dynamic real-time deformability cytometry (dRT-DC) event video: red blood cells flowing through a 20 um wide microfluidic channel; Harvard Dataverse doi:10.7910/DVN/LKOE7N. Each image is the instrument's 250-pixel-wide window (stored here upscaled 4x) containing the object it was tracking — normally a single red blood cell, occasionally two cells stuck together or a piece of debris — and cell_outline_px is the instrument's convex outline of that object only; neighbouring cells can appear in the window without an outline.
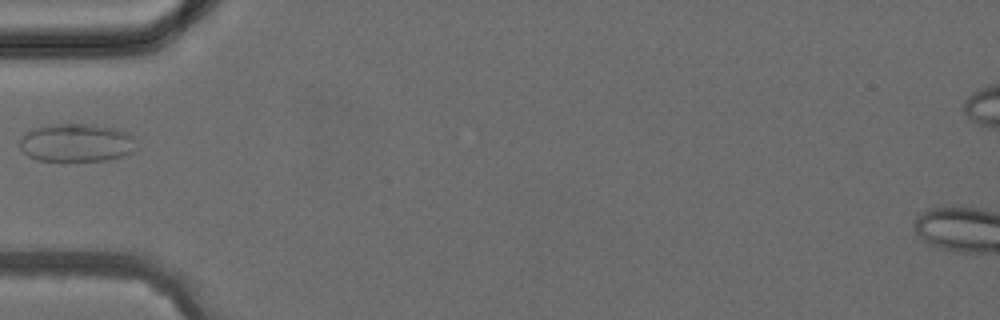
{"species": "common noctule bat (a hibernating species)", "species_latin": "Nyctalus noctula", "temperature_condition": "cold", "stored_images_in_passage": 3, "camera_frame_rate_fps": 3000, "um_per_image_px": 0.085, "animal": {"sex": "female", "body_mass_g": 24.6, "forearm_length_mm": 56.2}, "frame": {"image": 1, "passage_image": 3, "time_ms": 4.0, "image_size_px": [1000, 320], "cell_outline_px": [[136, 148], [132, 152], [124, 156], [104, 160], [40, 160], [28, 156], [16, 144], [20, 136], [24, 132], [32, 128], [48, 124], [84, 124], [116, 128], [128, 132], [132, 136]], "centroid_in_image_um": [6.44, 12.11], "position_along_channel_um": 78.6, "area_um2": 26.13}}